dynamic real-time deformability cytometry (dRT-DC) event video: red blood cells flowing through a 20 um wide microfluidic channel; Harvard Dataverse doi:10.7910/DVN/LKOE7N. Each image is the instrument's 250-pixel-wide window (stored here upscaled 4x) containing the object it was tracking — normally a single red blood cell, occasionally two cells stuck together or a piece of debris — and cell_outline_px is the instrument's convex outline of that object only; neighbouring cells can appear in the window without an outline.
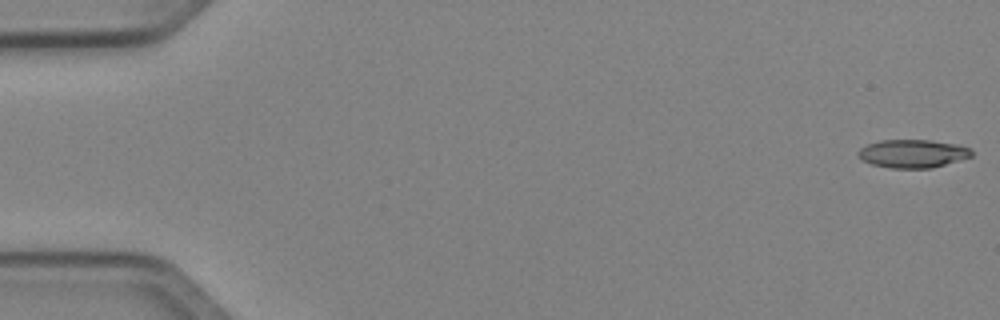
{"species": "Egyptian fruit bat (a non-hibernating species)", "species_latin": "Rousettus aegyptiacus", "temperature_condition": "cold", "stored_images_in_passage": 51, "camera_frame_rate_fps": 3000, "um_per_image_px": 0.085, "animal": {"sex": "female"}, "frame": {"image": 1, "passage_image": 1, "time_ms": 0.0, "image_size_px": [1000, 320], "cell_outline_px": [[972, 156], [932, 168], [888, 168], [872, 164], [860, 160], [856, 156], [856, 152], [860, 148], [868, 144], [880, 140], [928, 140], [956, 144], [972, 148]], "centroid_in_image_um": [77.53, 13.06], "position_along_channel_um": 7.5, "area_um2": 18.79}}
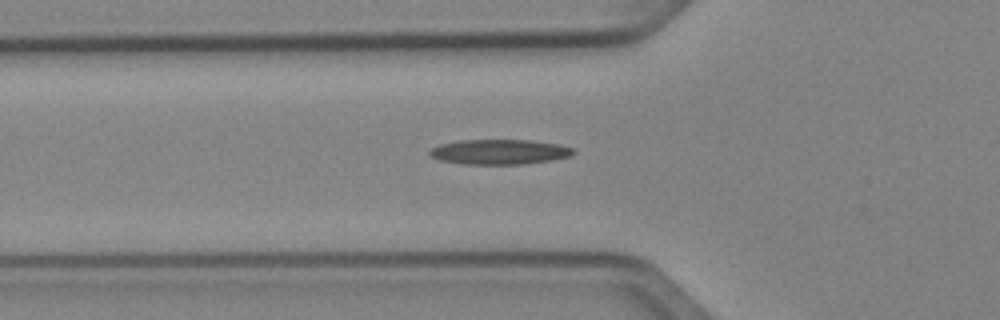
{"frame": {"image": 2, "passage_image": 18, "time_ms": 5.667, "image_size_px": [1000, 320], "cell_outline_px": [[576, 152], [572, 156], [552, 160], [524, 164], [464, 164], [440, 160], [432, 156], [428, 152], [428, 148], [440, 144], [456, 140], [532, 140], [560, 144], [572, 148]], "centroid_in_image_um": [42.46, 12.9], "position_along_channel_um": 83.3, "area_um2": 21.15}}
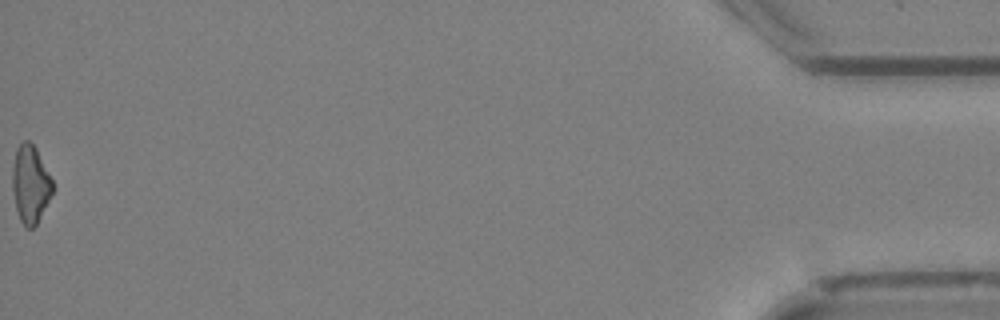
{"frame": {"image": 3, "passage_image": 51, "time_ms": 16.667, "image_size_px": [1000, 320], "cell_outline_px": [[52, 192], [36, 224], [32, 228], [24, 228], [16, 212], [12, 188], [12, 168], [16, 148], [24, 140], [28, 140], [36, 148], [52, 180]], "centroid_in_image_um": [2.54, 15.65], "position_along_channel_um": 432.7, "area_um2": 18.03}}